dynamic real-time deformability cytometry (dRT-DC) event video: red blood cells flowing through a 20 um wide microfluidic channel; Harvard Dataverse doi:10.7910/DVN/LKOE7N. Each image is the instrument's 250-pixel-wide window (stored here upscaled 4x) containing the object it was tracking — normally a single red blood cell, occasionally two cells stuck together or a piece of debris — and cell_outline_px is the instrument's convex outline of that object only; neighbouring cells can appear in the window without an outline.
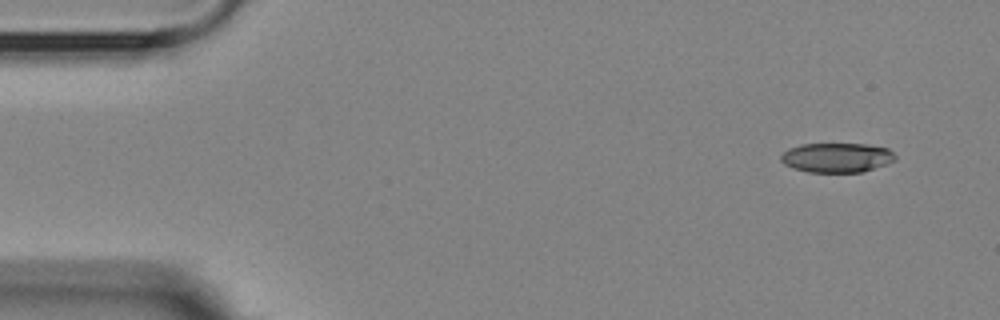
{"species": "Egyptian fruit bat (a non-hibernating species)", "species_latin": "Rousettus aegyptiacus", "temperature_condition": "room temperature", "stored_images_in_passage": 4, "camera_frame_rate_fps": 3000, "um_per_image_px": 0.085, "animal": {"sex": "female"}, "frame": {"image": 1, "passage_image": 1, "time_ms": 0.0, "image_size_px": [1000, 320], "cell_outline_px": [[896, 160], [860, 172], [808, 172], [792, 168], [784, 164], [780, 160], [780, 156], [788, 148], [800, 144], [864, 144], [888, 148], [896, 156]], "centroid_in_image_um": [71.08, 13.39], "position_along_channel_um": 13.9, "area_um2": 19.59}}
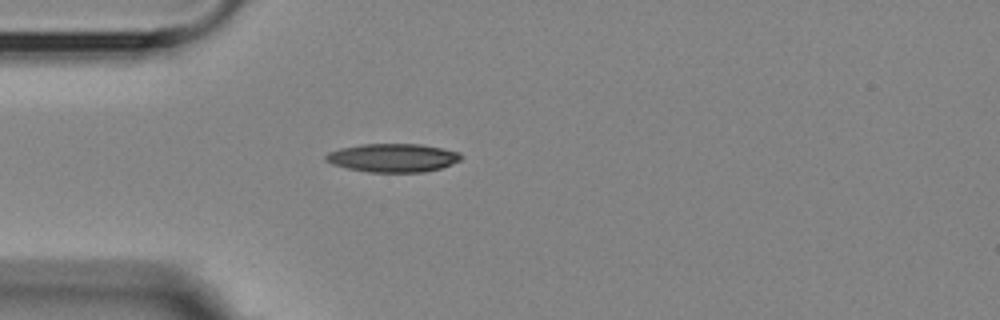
{"frame": {"image": 2, "passage_image": 4, "time_ms": 3.667, "image_size_px": [1000, 320], "cell_outline_px": [[460, 160], [452, 164], [440, 168], [424, 172], [368, 172], [348, 168], [332, 164], [324, 160], [324, 156], [328, 152], [340, 148], [364, 144], [420, 144], [460, 152]], "centroid_in_image_um": [33.36, 13.41], "position_along_channel_um": 51.6, "area_um2": 22.31}}